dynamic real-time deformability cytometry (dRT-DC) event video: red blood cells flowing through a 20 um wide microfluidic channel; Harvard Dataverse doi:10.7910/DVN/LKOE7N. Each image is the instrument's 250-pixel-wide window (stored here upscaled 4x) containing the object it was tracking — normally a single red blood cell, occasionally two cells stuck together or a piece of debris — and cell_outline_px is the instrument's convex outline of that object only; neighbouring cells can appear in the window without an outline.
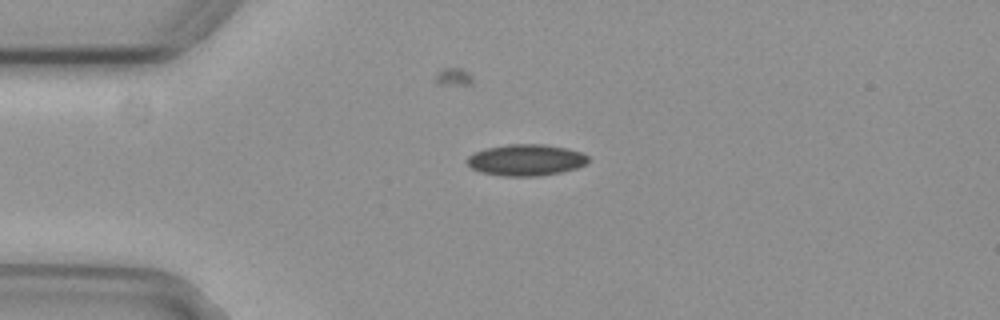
{"species": "common noctule bat (a hibernating species)", "species_latin": "Nyctalus noctula", "temperature_condition": "cold", "stored_images_in_passage": 44, "camera_frame_rate_fps": 3000, "um_per_image_px": 0.085, "animal": {"sex": "female", "body_mass_g": 29.2, "forearm_length_mm": 56.3}, "frame": {"image": 1, "passage_image": 1, "time_ms": 0.0, "image_size_px": [1000, 320], "cell_outline_px": [[588, 160], [584, 164], [576, 168], [560, 172], [536, 176], [504, 176], [480, 172], [472, 168], [468, 164], [468, 156], [484, 148], [508, 144], [544, 144], [564, 148], [580, 152], [588, 156]], "centroid_in_image_um": [44.68, 13.59], "position_along_channel_um": 40.3, "area_um2": 21.91}}
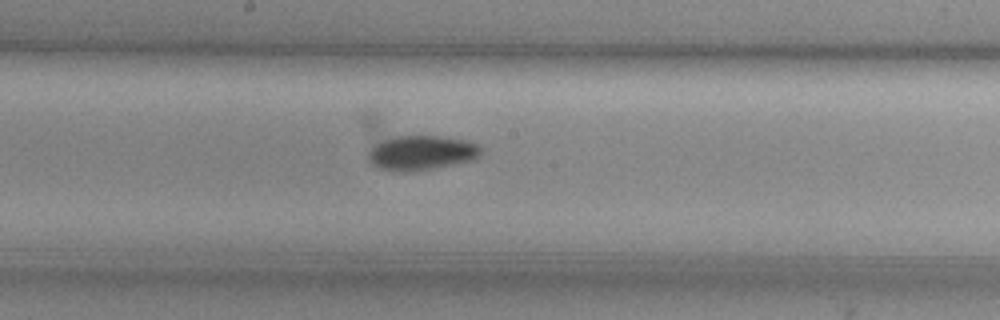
{"frame": {"image": 2, "passage_image": 17, "time_ms": 5.333, "image_size_px": [1000, 320], "cell_outline_px": [[480, 156], [476, 160], [436, 168], [404, 172], [392, 172], [380, 168], [372, 164], [368, 160], [368, 152], [372, 144], [376, 140], [396, 136], [436, 136], [464, 140], [476, 144], [480, 148]], "centroid_in_image_um": [35.75, 13.0], "position_along_channel_um": 212.4, "area_um2": 23.12}}
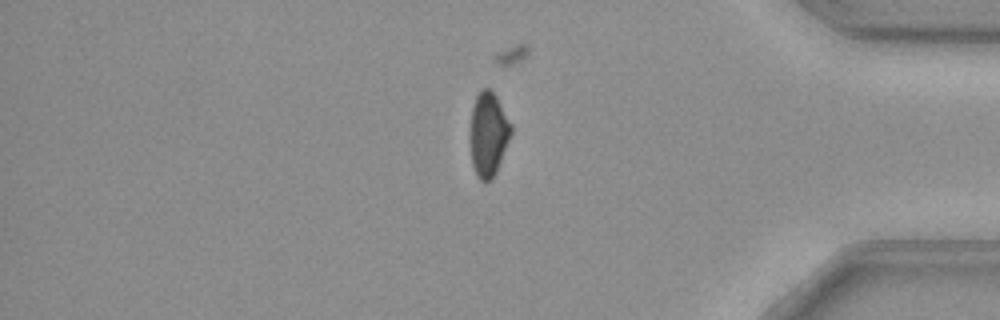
{"frame": {"image": 3, "passage_image": 34, "time_ms": 11.0, "image_size_px": [1000, 320], "cell_outline_px": [[512, 132], [496, 172], [484, 184], [480, 180], [472, 164], [472, 108], [476, 96], [484, 88], [488, 88], [496, 96], [512, 124]], "centroid_in_image_um": [41.54, 11.4], "position_along_channel_um": 393.7, "area_um2": 19.36}}